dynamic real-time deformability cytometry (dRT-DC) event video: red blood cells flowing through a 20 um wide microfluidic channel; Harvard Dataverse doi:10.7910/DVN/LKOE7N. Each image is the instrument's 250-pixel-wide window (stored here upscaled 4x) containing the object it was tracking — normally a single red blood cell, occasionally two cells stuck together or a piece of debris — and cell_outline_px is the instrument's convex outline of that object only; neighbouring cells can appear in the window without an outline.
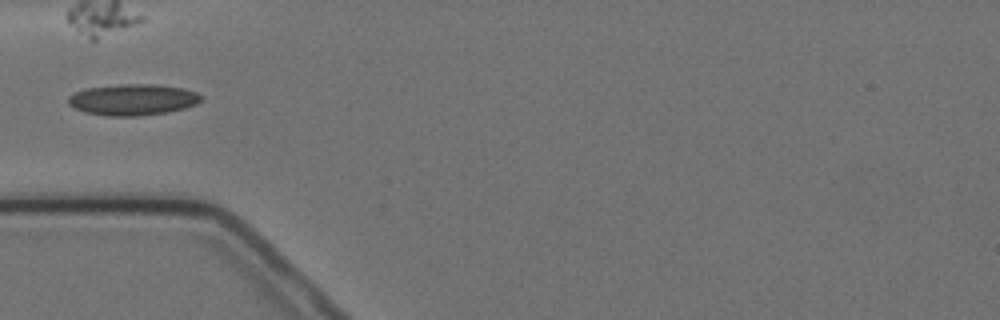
{"species": "Egyptian fruit bat (a non-hibernating species)", "species_latin": "Rousettus aegyptiacus", "temperature_condition": "cold", "stored_images_in_passage": 4, "camera_frame_rate_fps": 3000, "um_per_image_px": 0.085, "animal": {"sex": "female"}, "frame": {"image": 1, "passage_image": 4, "time_ms": 4.333, "image_size_px": [1000, 320], "cell_outline_px": [[204, 100], [196, 104], [184, 108], [168, 112], [136, 116], [108, 116], [84, 112], [68, 104], [68, 96], [76, 92], [88, 88], [120, 84], [156, 84], [184, 88], [196, 92], [204, 96]], "centroid_in_image_um": [11.34, 8.47], "position_along_channel_um": 73.7, "area_um2": 24.28}}